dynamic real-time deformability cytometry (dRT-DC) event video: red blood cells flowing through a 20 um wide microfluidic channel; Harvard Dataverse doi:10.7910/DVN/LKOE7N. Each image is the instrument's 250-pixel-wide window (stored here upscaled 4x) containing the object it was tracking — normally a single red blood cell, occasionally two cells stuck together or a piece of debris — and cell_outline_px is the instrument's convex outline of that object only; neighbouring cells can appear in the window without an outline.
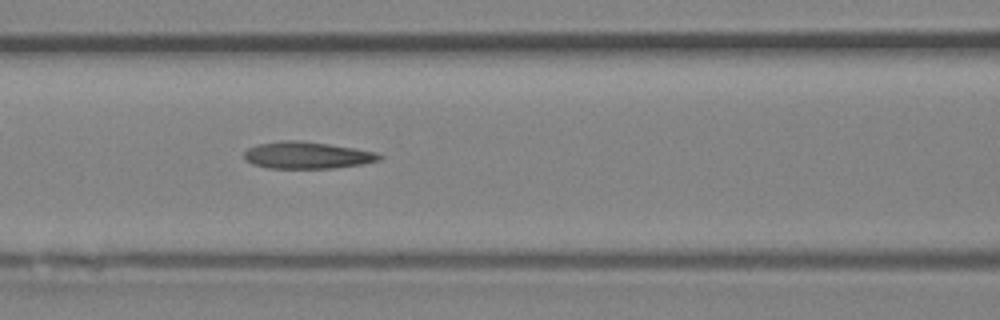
{"species": "Egyptian fruit bat (a non-hibernating species)", "species_latin": "Rousettus aegyptiacus", "temperature_condition": "room temperature", "stored_images_in_passage": 46, "camera_frame_rate_fps": 3000, "um_per_image_px": 0.085, "animal": {"sex": "female"}, "frame": {"image": 1, "passage_image": 20, "time_ms": 6.333, "image_size_px": [1000, 320], "cell_outline_px": [[384, 156], [380, 160], [364, 164], [332, 168], [268, 168], [252, 164], [244, 160], [244, 152], [248, 148], [256, 144], [280, 140], [300, 140], [356, 148], [376, 152]], "centroid_in_image_um": [26.09, 13.19], "position_along_channel_um": 140.5, "area_um2": 21.44}, "authors_computed_cell_mechanics": {"area_um2": 21.386, "velocity_mm_per_s": 4.5554, "shape_relaxation_time_tau1_ms": null, "shape_relaxation_time_tau2_ms": 3.9922, "deformation_change_tau1": null, "deformation_change_tau2": 0.1491}}